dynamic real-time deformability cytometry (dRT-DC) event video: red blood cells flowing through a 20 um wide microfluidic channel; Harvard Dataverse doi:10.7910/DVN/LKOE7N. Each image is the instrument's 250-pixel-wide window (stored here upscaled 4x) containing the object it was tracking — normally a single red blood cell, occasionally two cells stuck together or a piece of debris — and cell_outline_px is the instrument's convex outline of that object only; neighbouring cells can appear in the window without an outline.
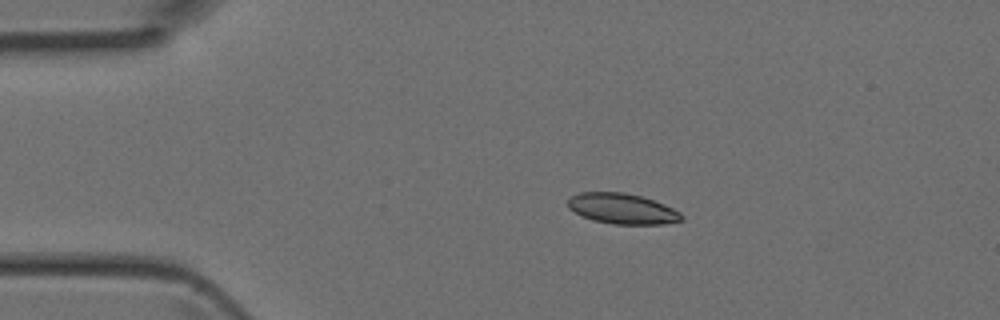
{"species": "Egyptian fruit bat (a non-hibernating species)", "species_latin": "Rousettus aegyptiacus", "temperature_condition": "room temperature", "stored_images_in_passage": 2, "camera_frame_rate_fps": 3000, "um_per_image_px": 0.085, "animal": {"sex": "female"}, "frame": {"image": 1, "passage_image": 1, "time_ms": 0.0, "image_size_px": [1000, 320], "cell_outline_px": [[684, 220], [664, 224], [612, 224], [592, 220], [580, 216], [568, 208], [568, 200], [572, 196], [580, 192], [624, 192], [640, 196], [664, 204], [680, 212], [684, 216]], "centroid_in_image_um": [52.88, 17.75], "position_along_channel_um": 32.1, "area_um2": 20.29}}